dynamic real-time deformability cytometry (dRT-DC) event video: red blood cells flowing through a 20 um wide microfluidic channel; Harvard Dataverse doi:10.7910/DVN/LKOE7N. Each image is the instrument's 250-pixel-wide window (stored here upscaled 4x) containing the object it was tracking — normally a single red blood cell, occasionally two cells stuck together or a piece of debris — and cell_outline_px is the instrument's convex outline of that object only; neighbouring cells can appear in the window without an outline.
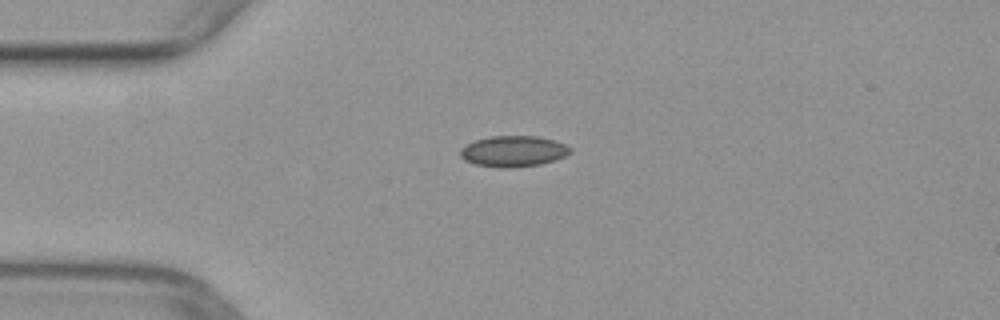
{"species": "common noctule bat (a hibernating species)", "species_latin": "Nyctalus noctula", "temperature_condition": "warm", "stored_images_in_passage": 11, "camera_frame_rate_fps": 3000, "um_per_image_px": 0.085, "animal": {"sex": "female", "body_mass_g": 29.2, "forearm_length_mm": 56.3}, "frame": {"image": 1, "passage_image": 1, "time_ms": 0.0, "image_size_px": [1000, 320], "cell_outline_px": [[572, 152], [556, 160], [540, 164], [512, 168], [500, 168], [476, 164], [464, 160], [460, 156], [460, 148], [476, 140], [492, 136], [536, 136], [556, 140], [572, 148]], "centroid_in_image_um": [43.66, 12.86], "position_along_channel_um": 41.3, "area_um2": 19.88}}
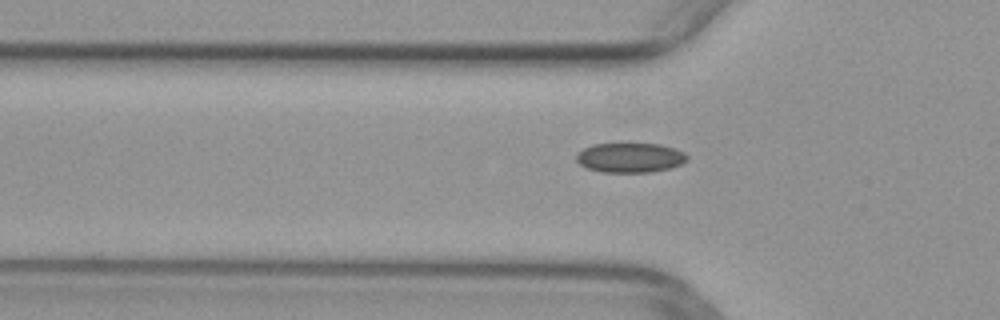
{"frame": {"image": 2, "passage_image": 5, "time_ms": 1.333, "image_size_px": [1000, 320], "cell_outline_px": [[688, 160], [672, 168], [652, 172], [604, 172], [588, 168], [580, 164], [576, 160], [576, 156], [584, 148], [592, 144], [620, 140], [624, 140], [660, 144], [676, 148], [684, 152], [688, 156]], "centroid_in_image_um": [53.58, 13.33], "position_along_channel_um": 72.2, "area_um2": 20.17}}
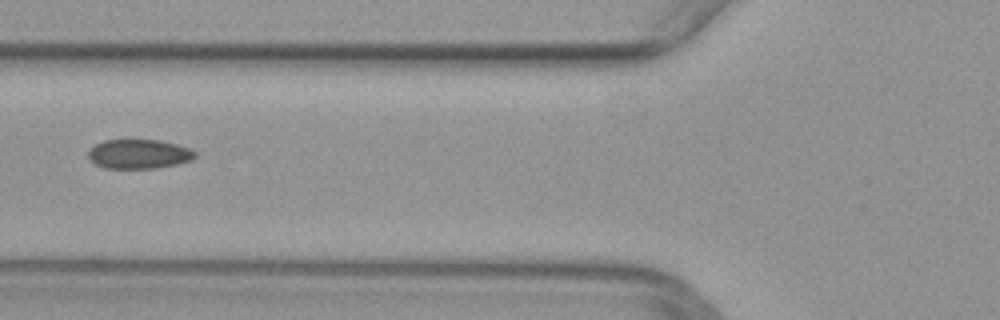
{"frame": {"image": 3, "passage_image": 8, "time_ms": 2.333, "image_size_px": [1000, 320], "cell_outline_px": [[196, 156], [192, 160], [176, 164], [156, 168], [104, 168], [88, 160], [88, 152], [96, 144], [104, 140], [128, 136], [160, 140], [192, 148], [196, 152]], "centroid_in_image_um": [11.79, 13.03], "position_along_channel_um": 114.0, "area_um2": 19.13}}